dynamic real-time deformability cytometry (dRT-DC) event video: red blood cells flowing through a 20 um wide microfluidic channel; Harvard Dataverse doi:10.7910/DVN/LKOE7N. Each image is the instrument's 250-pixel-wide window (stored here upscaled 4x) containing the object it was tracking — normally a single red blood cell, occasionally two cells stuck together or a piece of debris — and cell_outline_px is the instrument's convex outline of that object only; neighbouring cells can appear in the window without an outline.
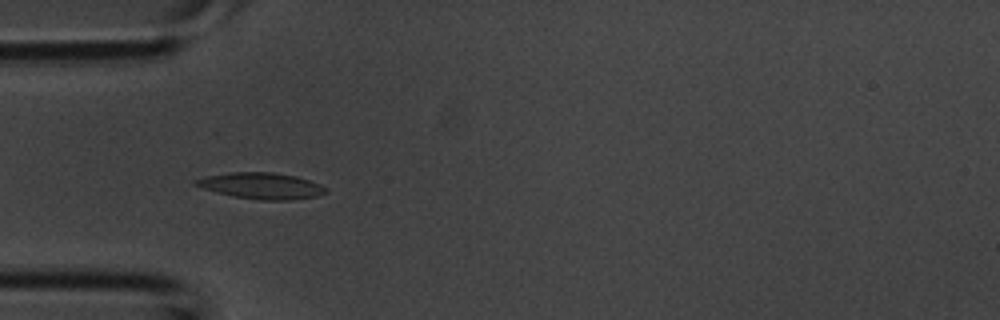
{"species": "common noctule bat (a hibernating species)", "species_latin": "Nyctalus noctula", "temperature_condition": "room temperature", "stored_images_in_passage": 3, "camera_frame_rate_fps": 3000, "um_per_image_px": 0.085, "animal": {"sex": "male", "body_mass_g": 20.1, "forearm_length_mm": 53.5}, "frame": {"image": 1, "passage_image": 3, "time_ms": 0.667, "image_size_px": [1000, 320], "cell_outline_px": [[328, 192], [316, 196], [288, 200], [260, 200], [232, 196], [216, 192], [192, 184], [192, 180], [208, 176], [228, 172], [272, 172], [296, 176], [320, 184], [328, 188]], "centroid_in_image_um": [22.21, 15.79], "position_along_channel_um": 62.8, "area_um2": 19.88}}